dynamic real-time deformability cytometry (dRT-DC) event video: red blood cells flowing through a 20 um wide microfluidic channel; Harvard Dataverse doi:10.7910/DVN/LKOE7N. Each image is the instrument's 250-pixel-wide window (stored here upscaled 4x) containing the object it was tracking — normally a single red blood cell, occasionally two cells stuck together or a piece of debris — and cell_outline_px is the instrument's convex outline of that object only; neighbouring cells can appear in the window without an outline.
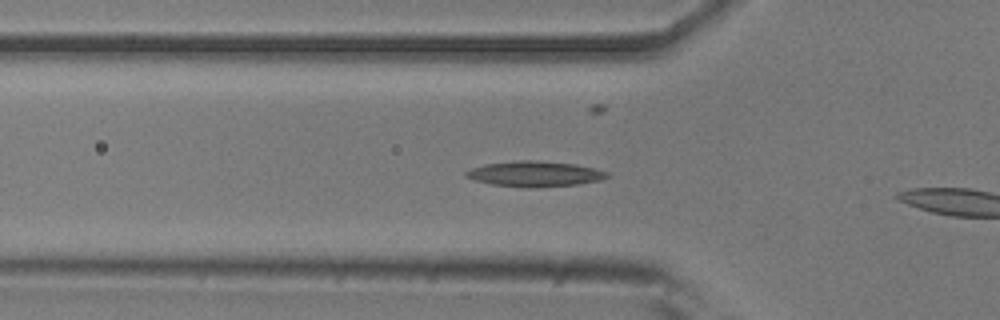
{"species": "common noctule bat (a hibernating species)", "species_latin": "Nyctalus noctula", "temperature_condition": "room temperature", "stored_images_in_passage": 9, "camera_frame_rate_fps": 3000, "um_per_image_px": 0.085, "animal": {"sex": "male", "body_mass_g": 20.5, "forearm_length_mm": 52.5}, "frame": {"image": 1, "passage_image": 7, "time_ms": 2.0, "image_size_px": [1000, 320], "cell_outline_px": [[608, 176], [600, 180], [576, 184], [536, 188], [524, 188], [492, 184], [476, 180], [464, 176], [464, 172], [472, 168], [484, 164], [516, 160], [532, 160], [576, 164], [608, 172]], "centroid_in_image_um": [45.41, 14.78], "position_along_channel_um": 80.4, "area_um2": 20.87}}